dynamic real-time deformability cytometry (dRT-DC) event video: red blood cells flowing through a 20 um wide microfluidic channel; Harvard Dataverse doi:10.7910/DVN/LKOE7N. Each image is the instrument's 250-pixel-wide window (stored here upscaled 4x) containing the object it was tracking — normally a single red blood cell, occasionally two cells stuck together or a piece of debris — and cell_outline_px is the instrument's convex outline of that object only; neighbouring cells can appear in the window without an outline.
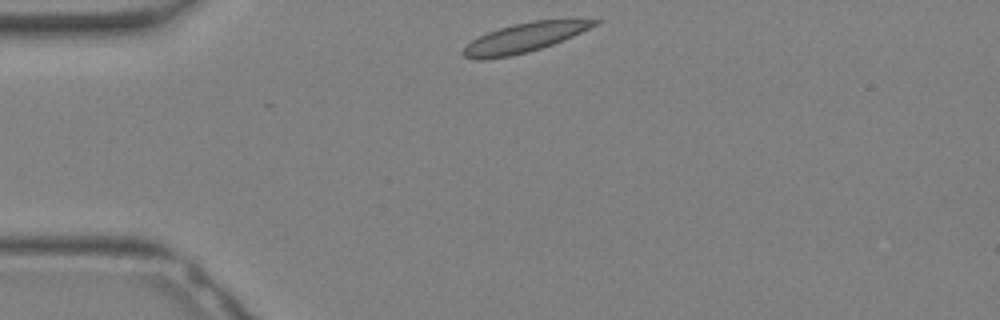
{"species": "Egyptian fruit bat (a non-hibernating species)", "species_latin": "Rousettus aegyptiacus", "temperature_condition": "warm", "stored_images_in_passage": 26, "camera_frame_rate_fps": 3000, "um_per_image_px": 0.085, "animal": {"sex": "female"}, "frame": {"image": 1, "passage_image": 1, "time_ms": 0.0, "image_size_px": [1000, 320], "cell_outline_px": [[604, 20], [564, 40], [528, 52], [508, 56], [484, 60], [476, 60], [464, 56], [460, 52], [472, 40], [488, 32], [512, 24], [532, 20], [572, 16]], "centroid_in_image_um": [44.67, 3.14], "position_along_channel_um": 40.3, "area_um2": 23.0}}
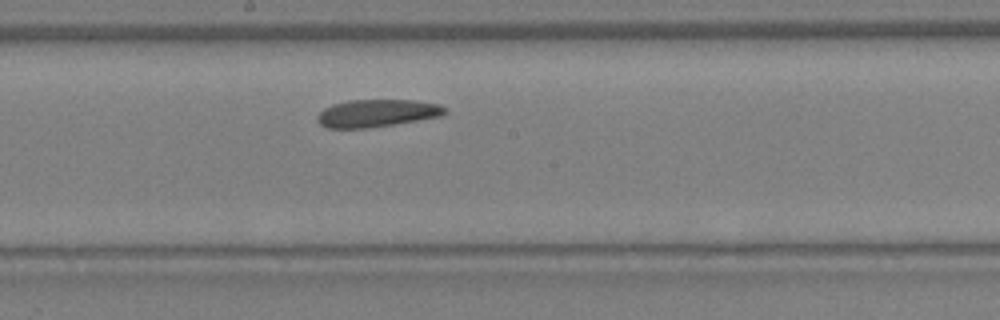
{"frame": {"image": 2, "passage_image": 11, "time_ms": 3.333, "image_size_px": [1000, 320], "cell_outline_px": [[448, 112], [440, 116], [392, 124], [364, 128], [328, 128], [320, 124], [316, 120], [316, 116], [324, 108], [332, 104], [348, 100], [416, 100], [440, 104], [448, 108]], "centroid_in_image_um": [32.04, 9.6], "position_along_channel_um": 216.2, "area_um2": 20.46}}
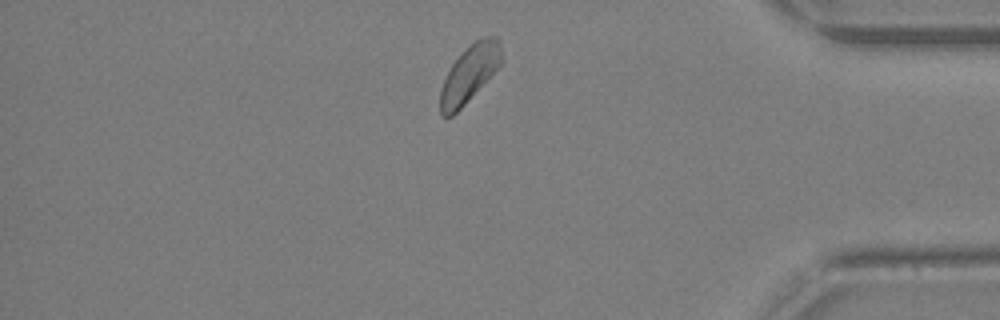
{"frame": {"image": 3, "passage_image": 21, "time_ms": 6.667, "image_size_px": [1000, 320], "cell_outline_px": [[504, 60], [464, 104], [452, 116], [440, 116], [440, 88], [452, 64], [480, 36], [496, 36], [500, 40], [504, 52]], "centroid_in_image_um": [39.94, 6.23], "position_along_channel_um": 395.3, "area_um2": 20.0}}